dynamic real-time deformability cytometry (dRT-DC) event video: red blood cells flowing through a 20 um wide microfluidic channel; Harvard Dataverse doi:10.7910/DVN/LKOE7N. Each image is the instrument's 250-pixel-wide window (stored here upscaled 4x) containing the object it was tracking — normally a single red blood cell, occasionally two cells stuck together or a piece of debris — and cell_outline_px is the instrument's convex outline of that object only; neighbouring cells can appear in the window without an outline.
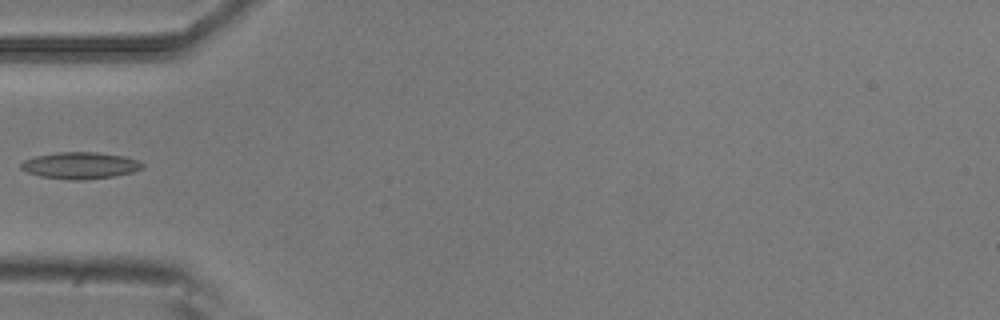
{"species": "common noctule bat (a hibernating species)", "species_latin": "Nyctalus noctula", "temperature_condition": "room temperature", "stored_images_in_passage": 5, "camera_frame_rate_fps": 3000, "um_per_image_px": 0.085, "animal": {"sex": "male", "body_mass_g": 20.5, "forearm_length_mm": 52.5}, "frame": {"image": 1, "passage_image": 5, "time_ms": 1.333, "image_size_px": [1000, 320], "cell_outline_px": [[144, 168], [132, 172], [112, 176], [84, 180], [72, 180], [40, 176], [28, 172], [20, 168], [20, 164], [24, 160], [36, 156], [60, 152], [100, 152], [124, 156], [140, 160], [144, 164]], "centroid_in_image_um": [6.85, 14.06], "position_along_channel_um": 78.1, "area_um2": 18.9}}